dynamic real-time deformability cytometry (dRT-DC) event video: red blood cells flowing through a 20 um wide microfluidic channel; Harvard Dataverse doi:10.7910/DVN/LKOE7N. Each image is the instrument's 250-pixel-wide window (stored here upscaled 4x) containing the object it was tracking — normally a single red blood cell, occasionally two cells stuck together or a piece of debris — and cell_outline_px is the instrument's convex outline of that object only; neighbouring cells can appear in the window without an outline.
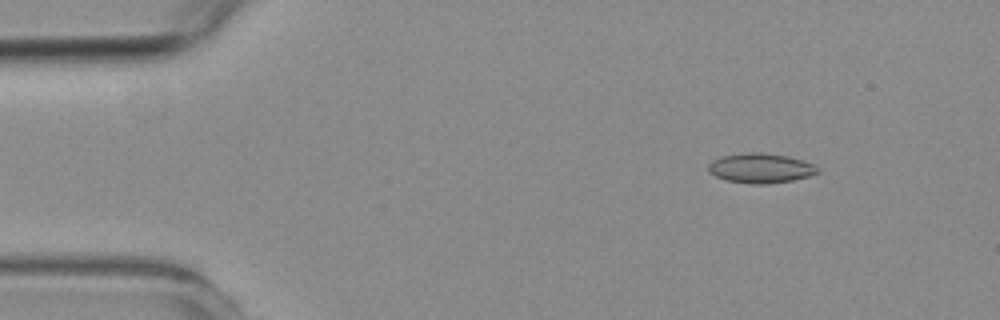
{"species": "common noctule bat (a hibernating species)", "species_latin": "Nyctalus noctula", "temperature_condition": "room temperature", "stored_images_in_passage": 57, "camera_frame_rate_fps": 3000, "um_per_image_px": 0.085, "animal": {"sex": "female", "body_mass_g": 19.3, "forearm_length_mm": 54.1}, "frame": {"image": 1, "passage_image": 7, "time_ms": 2.0, "image_size_px": [1000, 320], "cell_outline_px": [[820, 172], [808, 176], [792, 180], [768, 184], [752, 184], [724, 180], [708, 172], [708, 164], [712, 160], [724, 156], [748, 152], [760, 152], [788, 156], [812, 164], [820, 168]], "centroid_in_image_um": [64.63, 14.3], "position_along_channel_um": 20.4, "area_um2": 18.9}}
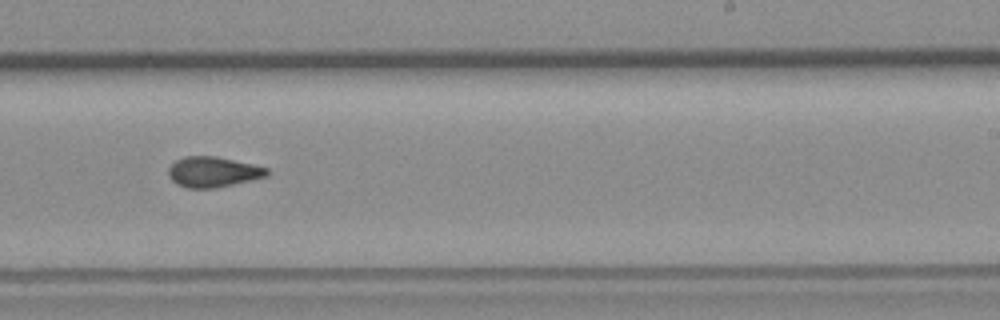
{"frame": {"image": 2, "passage_image": 35, "time_ms": 11.333, "image_size_px": [1000, 320], "cell_outline_px": [[272, 172], [268, 176], [252, 180], [216, 188], [188, 188], [176, 184], [168, 176], [168, 168], [176, 160], [184, 156], [216, 156], [252, 164], [268, 168]], "centroid_in_image_um": [18.13, 14.62], "position_along_channel_um": 270.9, "area_um2": 17.63}}
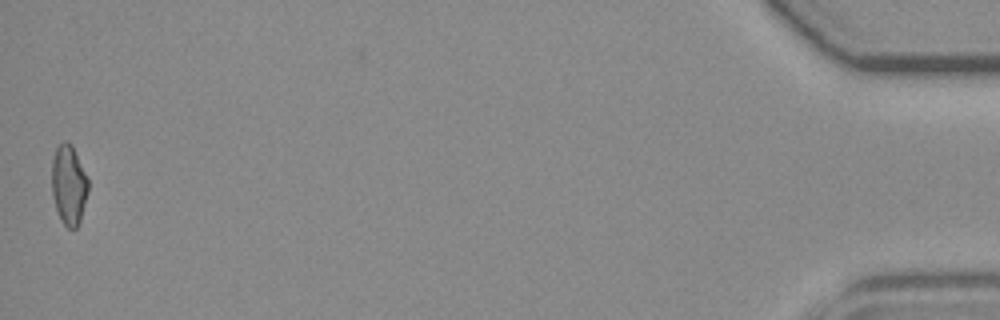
{"frame": {"image": 3, "passage_image": 57, "time_ms": 18.667, "image_size_px": [1000, 320], "cell_outline_px": [[88, 192], [80, 220], [76, 228], [68, 228], [64, 224], [56, 208], [52, 196], [52, 160], [56, 148], [64, 140], [68, 140], [72, 144], [88, 180]], "centroid_in_image_um": [5.84, 15.68], "position_along_channel_um": 429.4, "area_um2": 16.76}, "authors_computed_cell_mechanics": {"area_um2": 17.629, "velocity_mm_per_s": 3.5611, "shape_relaxation_time_tau1_ms": null, "shape_relaxation_time_tau2_ms": 2.3924, "deformation_change_tau1": null, "deformation_change_tau2": 0.0883}}